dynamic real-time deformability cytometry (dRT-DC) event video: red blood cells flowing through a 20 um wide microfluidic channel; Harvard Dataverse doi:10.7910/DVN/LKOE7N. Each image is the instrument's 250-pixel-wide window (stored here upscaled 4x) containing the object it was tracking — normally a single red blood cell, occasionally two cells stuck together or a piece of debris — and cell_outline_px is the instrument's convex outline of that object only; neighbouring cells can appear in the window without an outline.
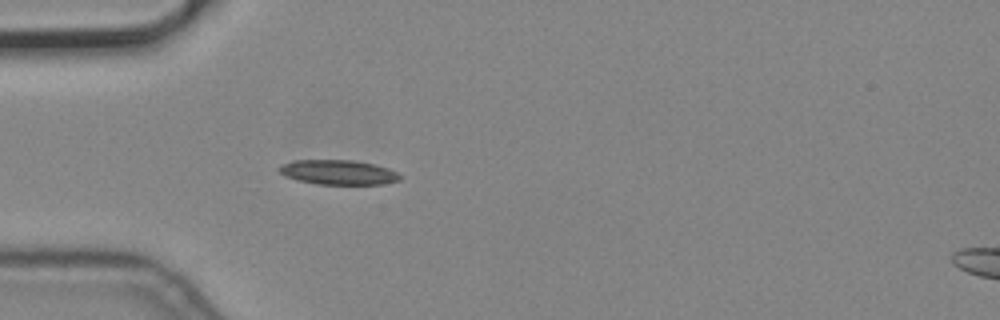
{"species": "common noctule bat (a hibernating species)", "species_latin": "Nyctalus noctula", "temperature_condition": "cold", "stored_images_in_passage": 4, "camera_frame_rate_fps": 3000, "um_per_image_px": 0.085, "animal": {"sex": "male", "body_mass_g": 19.2, "forearm_length_mm": 51.8}, "frame": {"image": 1, "passage_image": 4, "time_ms": 1.0, "image_size_px": [1000, 320], "cell_outline_px": [[400, 180], [384, 184], [316, 184], [284, 176], [276, 168], [280, 164], [292, 160], [352, 160], [372, 164], [388, 168], [396, 172], [400, 176]], "centroid_in_image_um": [28.7, 14.64], "position_along_channel_um": 56.3, "area_um2": 17.34}}